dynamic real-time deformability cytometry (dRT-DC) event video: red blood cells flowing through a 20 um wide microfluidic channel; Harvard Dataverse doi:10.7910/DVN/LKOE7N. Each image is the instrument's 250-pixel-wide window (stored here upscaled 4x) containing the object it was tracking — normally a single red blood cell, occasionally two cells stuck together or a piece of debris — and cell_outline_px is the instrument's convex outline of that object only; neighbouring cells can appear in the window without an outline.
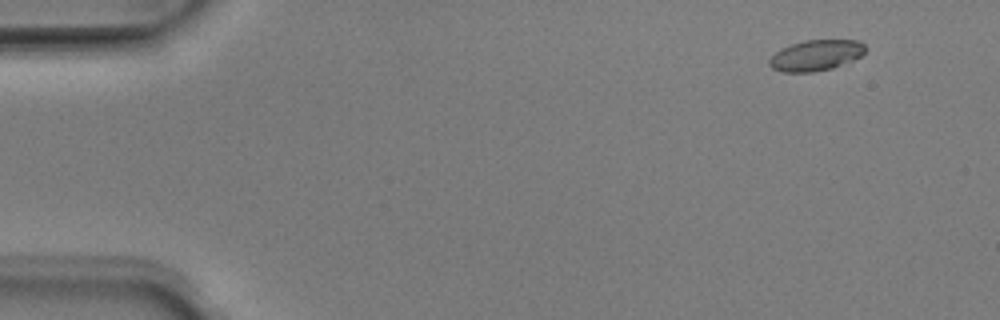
{"species": "Egyptian fruit bat (a non-hibernating species)", "species_latin": "Rousettus aegyptiacus", "temperature_condition": "room temperature", "stored_images_in_passage": 51, "camera_frame_rate_fps": 3000, "um_per_image_px": 0.085, "animal": {"sex": "male"}, "frame": {"image": 1, "passage_image": 5, "time_ms": 1.333, "image_size_px": [1000, 320], "cell_outline_px": [[868, 48], [860, 56], [852, 60], [832, 68], [812, 72], [780, 72], [772, 68], [768, 64], [768, 60], [776, 52], [792, 44], [804, 40], [860, 40]], "centroid_in_image_um": [69.36, 4.7], "position_along_channel_um": 15.6, "area_um2": 17.17}}
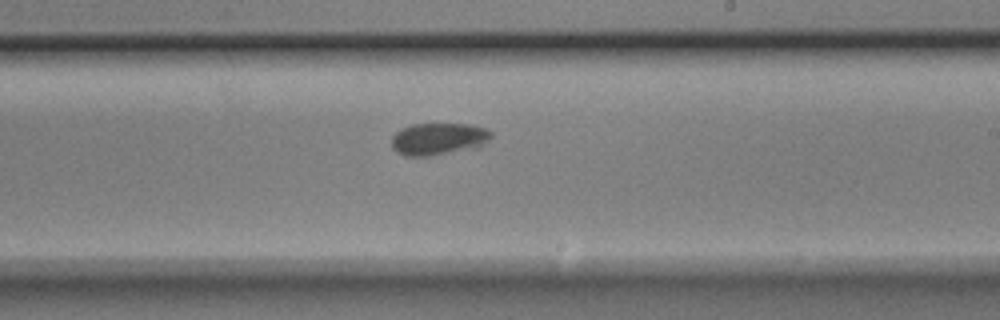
{"frame": {"image": 2, "passage_image": 31, "time_ms": 10.0, "image_size_px": [1000, 320], "cell_outline_px": [[492, 136], [488, 140], [476, 148], [428, 156], [404, 156], [396, 152], [392, 148], [392, 136], [400, 128], [412, 124], [472, 124], [488, 128], [492, 132]], "centroid_in_image_um": [37.26, 11.8], "position_along_channel_um": 251.7, "area_um2": 18.84}}
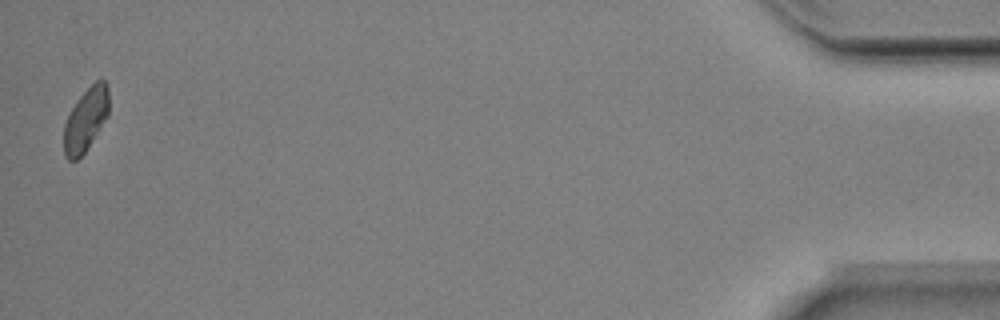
{"frame": {"image": 3, "passage_image": 51, "time_ms": 16.667, "image_size_px": [1000, 320], "cell_outline_px": [[108, 116], [84, 152], [76, 160], [68, 160], [64, 156], [64, 124], [76, 100], [96, 80], [104, 80], [108, 88]], "centroid_in_image_um": [7.28, 10.17], "position_along_channel_um": 427.9, "area_um2": 16.3}, "authors_computed_cell_mechanics": {"area_um2": 17.8602, "velocity_mm_per_s": 4.0026, "shape_relaxation_time_tau1_ms": 2.8515, "shape_relaxation_time_tau2_ms": null, "deformation_change_tau1": 0.0813, "deformation_change_tau2": null}}